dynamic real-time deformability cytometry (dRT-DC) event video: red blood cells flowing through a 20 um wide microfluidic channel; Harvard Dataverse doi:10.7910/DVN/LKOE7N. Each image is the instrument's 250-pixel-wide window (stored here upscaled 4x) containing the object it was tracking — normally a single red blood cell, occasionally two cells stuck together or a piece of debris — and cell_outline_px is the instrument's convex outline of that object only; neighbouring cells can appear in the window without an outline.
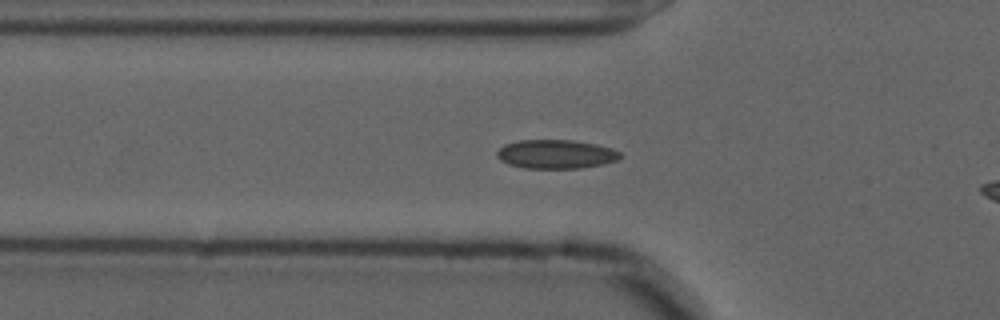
{"species": "common noctule bat (a hibernating species)", "species_latin": "Nyctalus noctula", "temperature_condition": "cold", "stored_images_in_passage": 41, "camera_frame_rate_fps": 3000, "um_per_image_px": 0.085, "animal": {"sex": "male", "forearm_length_mm": 52.5}, "frame": {"image": 1, "passage_image": 11, "time_ms": 3.333, "image_size_px": [1000, 320], "cell_outline_px": [[620, 156], [616, 160], [604, 164], [580, 168], [524, 168], [508, 164], [500, 160], [496, 156], [496, 152], [504, 144], [520, 140], [572, 140], [596, 144], [612, 148], [620, 152]], "centroid_in_image_um": [47.23, 13.1], "position_along_channel_um": 78.6, "area_um2": 20.75}}
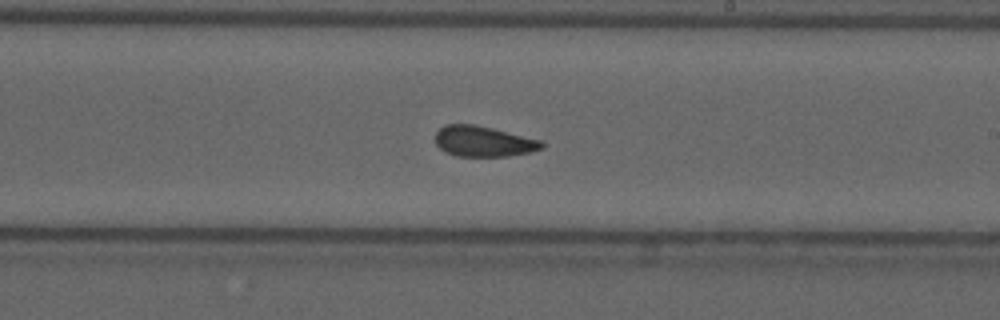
{"frame": {"image": 2, "passage_image": 25, "time_ms": 8.0, "image_size_px": [1000, 320], "cell_outline_px": [[544, 148], [528, 152], [508, 156], [456, 156], [444, 152], [436, 144], [436, 132], [444, 124], [476, 124], [540, 140], [544, 144]], "centroid_in_image_um": [41.06, 12.01], "position_along_channel_um": 247.9, "area_um2": 18.9}}
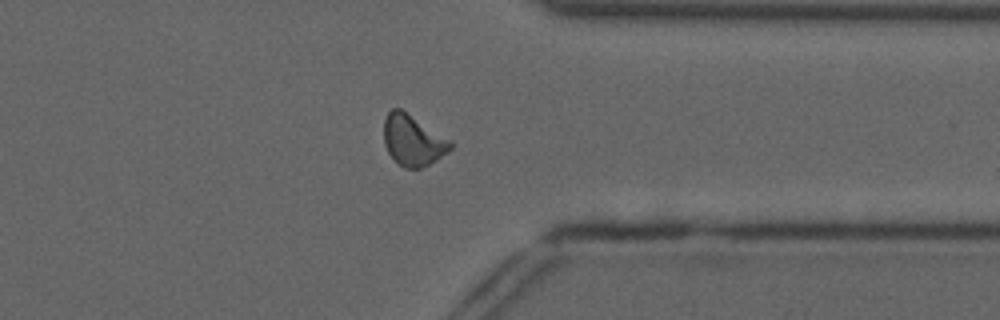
{"frame": {"image": 3, "passage_image": 36, "time_ms": 11.667, "image_size_px": [1000, 320], "cell_outline_px": [[452, 148], [448, 152], [436, 160], [420, 168], [404, 168], [388, 152], [384, 144], [384, 120], [388, 112], [392, 108], [400, 108], [452, 140]], "centroid_in_image_um": [35.11, 11.91], "position_along_channel_um": 376.3, "area_um2": 19.65}}